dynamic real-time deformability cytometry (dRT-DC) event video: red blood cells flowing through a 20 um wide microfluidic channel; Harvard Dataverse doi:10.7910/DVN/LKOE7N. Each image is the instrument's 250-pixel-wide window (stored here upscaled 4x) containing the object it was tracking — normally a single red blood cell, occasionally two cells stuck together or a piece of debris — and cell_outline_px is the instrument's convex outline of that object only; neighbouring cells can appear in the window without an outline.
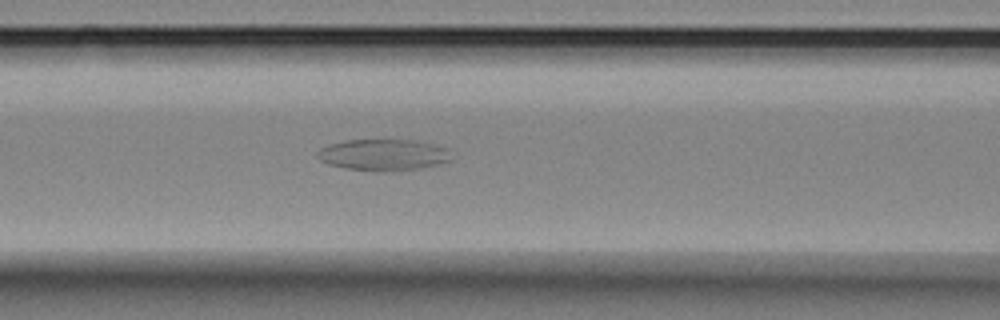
{"species": "Egyptian fruit bat (a non-hibernating species)", "species_latin": "Rousettus aegyptiacus", "temperature_condition": "room temperature", "stored_images_in_passage": 50, "camera_frame_rate_fps": 3000, "um_per_image_px": 0.085, "animal": {"sex": "female"}, "frame": {"image": 1, "passage_image": 15, "time_ms": 4.667, "image_size_px": [1000, 320], "cell_outline_px": [[452, 160], [420, 168], [388, 172], [372, 172], [344, 168], [328, 164], [320, 160], [316, 156], [316, 152], [332, 144], [344, 140], [412, 140], [432, 144], [448, 148]], "centroid_in_image_um": [32.58, 13.18], "position_along_channel_um": 134.0, "area_um2": 24.57}}
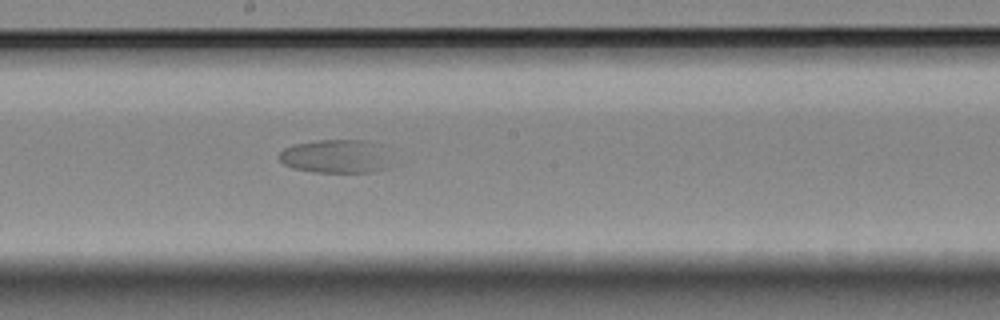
{"frame": {"image": 2, "passage_image": 23, "time_ms": 7.333, "image_size_px": [1000, 320], "cell_outline_px": [[388, 168], [372, 172], [316, 172], [292, 168], [284, 164], [276, 156], [284, 148], [292, 144], [316, 140], [364, 140], [372, 144]], "centroid_in_image_um": [28.29, 13.3], "position_along_channel_um": 219.9, "area_um2": 20.92}}
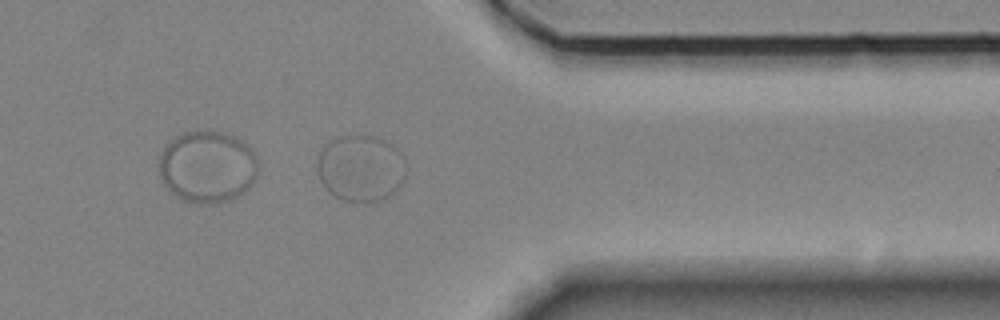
{"frame": {"image": 3, "passage_image": 39, "time_ms": 12.667, "image_size_px": [1000, 320], "cell_outline_px": [[404, 180], [400, 188], [388, 196], [380, 200], [364, 204], [344, 200], [328, 192], [320, 180], [316, 168], [316, 164], [320, 152], [324, 144], [328, 140], [336, 136], [360, 132], [376, 136], [392, 144], [400, 152], [404, 176]], "centroid_in_image_um": [30.61, 14.26], "position_along_channel_um": 380.8, "area_um2": 35.26}}